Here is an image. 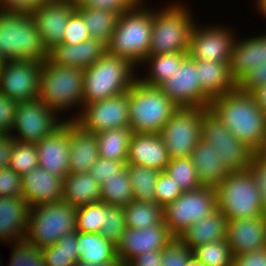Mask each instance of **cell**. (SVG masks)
Wrapping results in <instances>:
<instances>
[{"mask_svg":"<svg viewBox=\"0 0 266 266\" xmlns=\"http://www.w3.org/2000/svg\"><path fill=\"white\" fill-rule=\"evenodd\" d=\"M239 140L255 152L266 141V114L251 93L238 88L213 98L208 108Z\"/></svg>","mask_w":266,"mask_h":266,"instance_id":"6da1fadb","label":"cell"},{"mask_svg":"<svg viewBox=\"0 0 266 266\" xmlns=\"http://www.w3.org/2000/svg\"><path fill=\"white\" fill-rule=\"evenodd\" d=\"M143 1L118 17L116 29L107 45L109 55L129 60L135 66L142 64L149 55L152 37L153 9L145 8Z\"/></svg>","mask_w":266,"mask_h":266,"instance_id":"7a4b0ae2","label":"cell"},{"mask_svg":"<svg viewBox=\"0 0 266 266\" xmlns=\"http://www.w3.org/2000/svg\"><path fill=\"white\" fill-rule=\"evenodd\" d=\"M136 67L129 60L106 53L84 69L83 104H91L128 92L138 79L134 73Z\"/></svg>","mask_w":266,"mask_h":266,"instance_id":"3957f363","label":"cell"},{"mask_svg":"<svg viewBox=\"0 0 266 266\" xmlns=\"http://www.w3.org/2000/svg\"><path fill=\"white\" fill-rule=\"evenodd\" d=\"M38 27L31 14L0 11V56L5 61L47 60Z\"/></svg>","mask_w":266,"mask_h":266,"instance_id":"277c9868","label":"cell"},{"mask_svg":"<svg viewBox=\"0 0 266 266\" xmlns=\"http://www.w3.org/2000/svg\"><path fill=\"white\" fill-rule=\"evenodd\" d=\"M84 69L42 63L38 99L54 112L80 105L83 109Z\"/></svg>","mask_w":266,"mask_h":266,"instance_id":"5b68a950","label":"cell"},{"mask_svg":"<svg viewBox=\"0 0 266 266\" xmlns=\"http://www.w3.org/2000/svg\"><path fill=\"white\" fill-rule=\"evenodd\" d=\"M178 108L159 87L137 79L129 89L130 128L134 133H160Z\"/></svg>","mask_w":266,"mask_h":266,"instance_id":"8992f818","label":"cell"},{"mask_svg":"<svg viewBox=\"0 0 266 266\" xmlns=\"http://www.w3.org/2000/svg\"><path fill=\"white\" fill-rule=\"evenodd\" d=\"M172 3L161 11L153 10L149 55L189 52L190 35L195 25L188 5Z\"/></svg>","mask_w":266,"mask_h":266,"instance_id":"52a82bcc","label":"cell"},{"mask_svg":"<svg viewBox=\"0 0 266 266\" xmlns=\"http://www.w3.org/2000/svg\"><path fill=\"white\" fill-rule=\"evenodd\" d=\"M215 191L217 209L227 220L266 215L257 183L249 170L230 172Z\"/></svg>","mask_w":266,"mask_h":266,"instance_id":"ba28073f","label":"cell"},{"mask_svg":"<svg viewBox=\"0 0 266 266\" xmlns=\"http://www.w3.org/2000/svg\"><path fill=\"white\" fill-rule=\"evenodd\" d=\"M76 231V208L64 201L31 207L26 240L36 248L54 245Z\"/></svg>","mask_w":266,"mask_h":266,"instance_id":"9c48e42d","label":"cell"},{"mask_svg":"<svg viewBox=\"0 0 266 266\" xmlns=\"http://www.w3.org/2000/svg\"><path fill=\"white\" fill-rule=\"evenodd\" d=\"M216 209L215 188L202 186L194 191H184L175 201L166 205L163 208V221L171 235L178 238Z\"/></svg>","mask_w":266,"mask_h":266,"instance_id":"30bf717a","label":"cell"},{"mask_svg":"<svg viewBox=\"0 0 266 266\" xmlns=\"http://www.w3.org/2000/svg\"><path fill=\"white\" fill-rule=\"evenodd\" d=\"M201 139L213 147L230 172L249 170L255 151L239 141L209 109L203 113Z\"/></svg>","mask_w":266,"mask_h":266,"instance_id":"8fae6325","label":"cell"},{"mask_svg":"<svg viewBox=\"0 0 266 266\" xmlns=\"http://www.w3.org/2000/svg\"><path fill=\"white\" fill-rule=\"evenodd\" d=\"M208 108L179 107L159 133L171 159L190 157L201 139L203 113Z\"/></svg>","mask_w":266,"mask_h":266,"instance_id":"7c38bea8","label":"cell"},{"mask_svg":"<svg viewBox=\"0 0 266 266\" xmlns=\"http://www.w3.org/2000/svg\"><path fill=\"white\" fill-rule=\"evenodd\" d=\"M58 114L59 112H54L38 98L20 101L16 105L15 120L10 136L20 142L37 144L65 122L64 118L62 120L57 117Z\"/></svg>","mask_w":266,"mask_h":266,"instance_id":"4fadbf2b","label":"cell"},{"mask_svg":"<svg viewBox=\"0 0 266 266\" xmlns=\"http://www.w3.org/2000/svg\"><path fill=\"white\" fill-rule=\"evenodd\" d=\"M83 105V109H80L82 111L68 120H74L88 132L97 134L109 129L130 128L129 91L102 101Z\"/></svg>","mask_w":266,"mask_h":266,"instance_id":"5bb4252c","label":"cell"},{"mask_svg":"<svg viewBox=\"0 0 266 266\" xmlns=\"http://www.w3.org/2000/svg\"><path fill=\"white\" fill-rule=\"evenodd\" d=\"M159 88L179 107L209 108L211 99L201 90L195 60L189 55Z\"/></svg>","mask_w":266,"mask_h":266,"instance_id":"9a60e30c","label":"cell"},{"mask_svg":"<svg viewBox=\"0 0 266 266\" xmlns=\"http://www.w3.org/2000/svg\"><path fill=\"white\" fill-rule=\"evenodd\" d=\"M41 68L40 61H5L0 72V93L17 102L38 98Z\"/></svg>","mask_w":266,"mask_h":266,"instance_id":"2e32d148","label":"cell"},{"mask_svg":"<svg viewBox=\"0 0 266 266\" xmlns=\"http://www.w3.org/2000/svg\"><path fill=\"white\" fill-rule=\"evenodd\" d=\"M236 33L220 25L196 27L190 35L188 55L193 60L230 63Z\"/></svg>","mask_w":266,"mask_h":266,"instance_id":"e0dca14e","label":"cell"},{"mask_svg":"<svg viewBox=\"0 0 266 266\" xmlns=\"http://www.w3.org/2000/svg\"><path fill=\"white\" fill-rule=\"evenodd\" d=\"M174 237L166 225H154L143 229L126 227L116 245L121 266L147 251L163 250Z\"/></svg>","mask_w":266,"mask_h":266,"instance_id":"ac0fdd59","label":"cell"},{"mask_svg":"<svg viewBox=\"0 0 266 266\" xmlns=\"http://www.w3.org/2000/svg\"><path fill=\"white\" fill-rule=\"evenodd\" d=\"M39 166L64 178L69 172L70 120L36 144Z\"/></svg>","mask_w":266,"mask_h":266,"instance_id":"d6986e66","label":"cell"},{"mask_svg":"<svg viewBox=\"0 0 266 266\" xmlns=\"http://www.w3.org/2000/svg\"><path fill=\"white\" fill-rule=\"evenodd\" d=\"M76 10L75 2L41 4L31 15L47 50L62 43L71 14Z\"/></svg>","mask_w":266,"mask_h":266,"instance_id":"ffe728a7","label":"cell"},{"mask_svg":"<svg viewBox=\"0 0 266 266\" xmlns=\"http://www.w3.org/2000/svg\"><path fill=\"white\" fill-rule=\"evenodd\" d=\"M226 239L234 257L266 247V215L227 220Z\"/></svg>","mask_w":266,"mask_h":266,"instance_id":"44dd1931","label":"cell"},{"mask_svg":"<svg viewBox=\"0 0 266 266\" xmlns=\"http://www.w3.org/2000/svg\"><path fill=\"white\" fill-rule=\"evenodd\" d=\"M170 158L159 133H132L126 164L165 171Z\"/></svg>","mask_w":266,"mask_h":266,"instance_id":"7402d4cb","label":"cell"},{"mask_svg":"<svg viewBox=\"0 0 266 266\" xmlns=\"http://www.w3.org/2000/svg\"><path fill=\"white\" fill-rule=\"evenodd\" d=\"M63 180L40 166L22 176V198L30 207L62 201Z\"/></svg>","mask_w":266,"mask_h":266,"instance_id":"603a6c76","label":"cell"},{"mask_svg":"<svg viewBox=\"0 0 266 266\" xmlns=\"http://www.w3.org/2000/svg\"><path fill=\"white\" fill-rule=\"evenodd\" d=\"M106 53V44L89 38L75 45L59 43L52 46L47 52V60L59 66L86 69Z\"/></svg>","mask_w":266,"mask_h":266,"instance_id":"cb8c5ba5","label":"cell"},{"mask_svg":"<svg viewBox=\"0 0 266 266\" xmlns=\"http://www.w3.org/2000/svg\"><path fill=\"white\" fill-rule=\"evenodd\" d=\"M30 209L22 197L0 196V242L26 239Z\"/></svg>","mask_w":266,"mask_h":266,"instance_id":"d4e9b609","label":"cell"},{"mask_svg":"<svg viewBox=\"0 0 266 266\" xmlns=\"http://www.w3.org/2000/svg\"><path fill=\"white\" fill-rule=\"evenodd\" d=\"M243 39H235L229 63L230 75L236 85L256 65L266 63V34Z\"/></svg>","mask_w":266,"mask_h":266,"instance_id":"484cf974","label":"cell"},{"mask_svg":"<svg viewBox=\"0 0 266 266\" xmlns=\"http://www.w3.org/2000/svg\"><path fill=\"white\" fill-rule=\"evenodd\" d=\"M99 158L97 136L70 120V153L68 174L89 172Z\"/></svg>","mask_w":266,"mask_h":266,"instance_id":"4316f807","label":"cell"},{"mask_svg":"<svg viewBox=\"0 0 266 266\" xmlns=\"http://www.w3.org/2000/svg\"><path fill=\"white\" fill-rule=\"evenodd\" d=\"M190 158L197 171L201 186L216 188L230 173L222 159L213 150V147L202 139L192 150Z\"/></svg>","mask_w":266,"mask_h":266,"instance_id":"83f0119b","label":"cell"},{"mask_svg":"<svg viewBox=\"0 0 266 266\" xmlns=\"http://www.w3.org/2000/svg\"><path fill=\"white\" fill-rule=\"evenodd\" d=\"M226 238L227 219L218 209L194 223L178 237L190 250L200 245Z\"/></svg>","mask_w":266,"mask_h":266,"instance_id":"f1b7e54d","label":"cell"},{"mask_svg":"<svg viewBox=\"0 0 266 266\" xmlns=\"http://www.w3.org/2000/svg\"><path fill=\"white\" fill-rule=\"evenodd\" d=\"M201 90L212 100L237 88L227 62L195 60Z\"/></svg>","mask_w":266,"mask_h":266,"instance_id":"f546056e","label":"cell"},{"mask_svg":"<svg viewBox=\"0 0 266 266\" xmlns=\"http://www.w3.org/2000/svg\"><path fill=\"white\" fill-rule=\"evenodd\" d=\"M89 172L67 174L63 180L62 201L77 208L100 201L101 188Z\"/></svg>","mask_w":266,"mask_h":266,"instance_id":"4dcf8cb0","label":"cell"},{"mask_svg":"<svg viewBox=\"0 0 266 266\" xmlns=\"http://www.w3.org/2000/svg\"><path fill=\"white\" fill-rule=\"evenodd\" d=\"M78 261L102 263L119 262L116 246L100 233L77 232Z\"/></svg>","mask_w":266,"mask_h":266,"instance_id":"1f68e13d","label":"cell"},{"mask_svg":"<svg viewBox=\"0 0 266 266\" xmlns=\"http://www.w3.org/2000/svg\"><path fill=\"white\" fill-rule=\"evenodd\" d=\"M131 128L109 129L96 134L99 157L126 164Z\"/></svg>","mask_w":266,"mask_h":266,"instance_id":"d6a6232c","label":"cell"},{"mask_svg":"<svg viewBox=\"0 0 266 266\" xmlns=\"http://www.w3.org/2000/svg\"><path fill=\"white\" fill-rule=\"evenodd\" d=\"M187 56L188 52L148 55L142 62L150 66L148 75H145V78H139L138 76V80L143 84L159 87L168 80Z\"/></svg>","mask_w":266,"mask_h":266,"instance_id":"836d02e7","label":"cell"},{"mask_svg":"<svg viewBox=\"0 0 266 266\" xmlns=\"http://www.w3.org/2000/svg\"><path fill=\"white\" fill-rule=\"evenodd\" d=\"M76 11L82 16L90 38L108 45L116 29L119 15L115 12L89 8H76Z\"/></svg>","mask_w":266,"mask_h":266,"instance_id":"e575fe53","label":"cell"},{"mask_svg":"<svg viewBox=\"0 0 266 266\" xmlns=\"http://www.w3.org/2000/svg\"><path fill=\"white\" fill-rule=\"evenodd\" d=\"M126 171L138 202L156 203L155 188L160 171L141 165L126 164Z\"/></svg>","mask_w":266,"mask_h":266,"instance_id":"d590c367","label":"cell"},{"mask_svg":"<svg viewBox=\"0 0 266 266\" xmlns=\"http://www.w3.org/2000/svg\"><path fill=\"white\" fill-rule=\"evenodd\" d=\"M123 208L125 223L128 228L139 230L154 225H165L163 208L157 203L133 200Z\"/></svg>","mask_w":266,"mask_h":266,"instance_id":"8d00e7d4","label":"cell"},{"mask_svg":"<svg viewBox=\"0 0 266 266\" xmlns=\"http://www.w3.org/2000/svg\"><path fill=\"white\" fill-rule=\"evenodd\" d=\"M77 231L62 236L54 245L42 248L46 266H75L78 262Z\"/></svg>","mask_w":266,"mask_h":266,"instance_id":"74e56055","label":"cell"},{"mask_svg":"<svg viewBox=\"0 0 266 266\" xmlns=\"http://www.w3.org/2000/svg\"><path fill=\"white\" fill-rule=\"evenodd\" d=\"M100 188V201L108 205L124 207L134 200L132 186L126 170L119 176L106 178Z\"/></svg>","mask_w":266,"mask_h":266,"instance_id":"f35d334b","label":"cell"},{"mask_svg":"<svg viewBox=\"0 0 266 266\" xmlns=\"http://www.w3.org/2000/svg\"><path fill=\"white\" fill-rule=\"evenodd\" d=\"M192 255L205 266H233L234 263L227 239L195 247Z\"/></svg>","mask_w":266,"mask_h":266,"instance_id":"ab89813d","label":"cell"},{"mask_svg":"<svg viewBox=\"0 0 266 266\" xmlns=\"http://www.w3.org/2000/svg\"><path fill=\"white\" fill-rule=\"evenodd\" d=\"M165 172L180 185L183 191H194L202 187L190 157L171 159Z\"/></svg>","mask_w":266,"mask_h":266,"instance_id":"60d3db41","label":"cell"},{"mask_svg":"<svg viewBox=\"0 0 266 266\" xmlns=\"http://www.w3.org/2000/svg\"><path fill=\"white\" fill-rule=\"evenodd\" d=\"M107 204L102 201L86 204L76 208V231L99 233L103 225Z\"/></svg>","mask_w":266,"mask_h":266,"instance_id":"b9f144b4","label":"cell"},{"mask_svg":"<svg viewBox=\"0 0 266 266\" xmlns=\"http://www.w3.org/2000/svg\"><path fill=\"white\" fill-rule=\"evenodd\" d=\"M39 166L36 144L13 139L12 155L8 167L23 176Z\"/></svg>","mask_w":266,"mask_h":266,"instance_id":"7bdbcfd3","label":"cell"},{"mask_svg":"<svg viewBox=\"0 0 266 266\" xmlns=\"http://www.w3.org/2000/svg\"><path fill=\"white\" fill-rule=\"evenodd\" d=\"M126 228L124 208L108 205L99 233L115 246Z\"/></svg>","mask_w":266,"mask_h":266,"instance_id":"ee69618b","label":"cell"},{"mask_svg":"<svg viewBox=\"0 0 266 266\" xmlns=\"http://www.w3.org/2000/svg\"><path fill=\"white\" fill-rule=\"evenodd\" d=\"M8 266H46L42 250L26 239L14 243Z\"/></svg>","mask_w":266,"mask_h":266,"instance_id":"f6af8a7d","label":"cell"},{"mask_svg":"<svg viewBox=\"0 0 266 266\" xmlns=\"http://www.w3.org/2000/svg\"><path fill=\"white\" fill-rule=\"evenodd\" d=\"M184 191L180 188L173 178H171L165 171L160 172L156 188L155 198L156 203L162 208L175 201Z\"/></svg>","mask_w":266,"mask_h":266,"instance_id":"bcb514c9","label":"cell"},{"mask_svg":"<svg viewBox=\"0 0 266 266\" xmlns=\"http://www.w3.org/2000/svg\"><path fill=\"white\" fill-rule=\"evenodd\" d=\"M141 0H75L76 8L99 9L115 12L119 16L130 11Z\"/></svg>","mask_w":266,"mask_h":266,"instance_id":"7dc6e473","label":"cell"},{"mask_svg":"<svg viewBox=\"0 0 266 266\" xmlns=\"http://www.w3.org/2000/svg\"><path fill=\"white\" fill-rule=\"evenodd\" d=\"M192 256V250L178 238H174L162 250V266H187Z\"/></svg>","mask_w":266,"mask_h":266,"instance_id":"c3c4849f","label":"cell"},{"mask_svg":"<svg viewBox=\"0 0 266 266\" xmlns=\"http://www.w3.org/2000/svg\"><path fill=\"white\" fill-rule=\"evenodd\" d=\"M125 170L126 164L123 162L99 157L89 169V173L101 185L106 178L119 176Z\"/></svg>","mask_w":266,"mask_h":266,"instance_id":"681fc988","label":"cell"},{"mask_svg":"<svg viewBox=\"0 0 266 266\" xmlns=\"http://www.w3.org/2000/svg\"><path fill=\"white\" fill-rule=\"evenodd\" d=\"M89 31L82 16L75 10L69 17L62 43L75 45L89 39Z\"/></svg>","mask_w":266,"mask_h":266,"instance_id":"f907efd6","label":"cell"},{"mask_svg":"<svg viewBox=\"0 0 266 266\" xmlns=\"http://www.w3.org/2000/svg\"><path fill=\"white\" fill-rule=\"evenodd\" d=\"M22 176L10 167L0 168V196L22 197Z\"/></svg>","mask_w":266,"mask_h":266,"instance_id":"816d5d0a","label":"cell"},{"mask_svg":"<svg viewBox=\"0 0 266 266\" xmlns=\"http://www.w3.org/2000/svg\"><path fill=\"white\" fill-rule=\"evenodd\" d=\"M249 171L255 178L261 202L266 210V156L261 151L254 153Z\"/></svg>","mask_w":266,"mask_h":266,"instance_id":"f5cc1de1","label":"cell"},{"mask_svg":"<svg viewBox=\"0 0 266 266\" xmlns=\"http://www.w3.org/2000/svg\"><path fill=\"white\" fill-rule=\"evenodd\" d=\"M264 85H266V63H259L237 84V88L241 92L252 93Z\"/></svg>","mask_w":266,"mask_h":266,"instance_id":"db71d44e","label":"cell"},{"mask_svg":"<svg viewBox=\"0 0 266 266\" xmlns=\"http://www.w3.org/2000/svg\"><path fill=\"white\" fill-rule=\"evenodd\" d=\"M17 101L0 93V133L10 134L15 120Z\"/></svg>","mask_w":266,"mask_h":266,"instance_id":"11a10c76","label":"cell"},{"mask_svg":"<svg viewBox=\"0 0 266 266\" xmlns=\"http://www.w3.org/2000/svg\"><path fill=\"white\" fill-rule=\"evenodd\" d=\"M43 3V0H0V11L32 14Z\"/></svg>","mask_w":266,"mask_h":266,"instance_id":"9f6ffc18","label":"cell"},{"mask_svg":"<svg viewBox=\"0 0 266 266\" xmlns=\"http://www.w3.org/2000/svg\"><path fill=\"white\" fill-rule=\"evenodd\" d=\"M233 266H266V247L235 256Z\"/></svg>","mask_w":266,"mask_h":266,"instance_id":"6f0895ef","label":"cell"},{"mask_svg":"<svg viewBox=\"0 0 266 266\" xmlns=\"http://www.w3.org/2000/svg\"><path fill=\"white\" fill-rule=\"evenodd\" d=\"M132 266H162V250L147 251L129 262Z\"/></svg>","mask_w":266,"mask_h":266,"instance_id":"680465c9","label":"cell"},{"mask_svg":"<svg viewBox=\"0 0 266 266\" xmlns=\"http://www.w3.org/2000/svg\"><path fill=\"white\" fill-rule=\"evenodd\" d=\"M13 138L10 134L0 135V168L8 167L12 155Z\"/></svg>","mask_w":266,"mask_h":266,"instance_id":"91938a15","label":"cell"},{"mask_svg":"<svg viewBox=\"0 0 266 266\" xmlns=\"http://www.w3.org/2000/svg\"><path fill=\"white\" fill-rule=\"evenodd\" d=\"M256 102L258 103V106L265 112L266 114V85L257 88L255 91L251 93Z\"/></svg>","mask_w":266,"mask_h":266,"instance_id":"94428289","label":"cell"},{"mask_svg":"<svg viewBox=\"0 0 266 266\" xmlns=\"http://www.w3.org/2000/svg\"><path fill=\"white\" fill-rule=\"evenodd\" d=\"M75 266H121L119 262H102V263H90L78 261Z\"/></svg>","mask_w":266,"mask_h":266,"instance_id":"6125c7cd","label":"cell"},{"mask_svg":"<svg viewBox=\"0 0 266 266\" xmlns=\"http://www.w3.org/2000/svg\"><path fill=\"white\" fill-rule=\"evenodd\" d=\"M258 11L266 18V0H256Z\"/></svg>","mask_w":266,"mask_h":266,"instance_id":"be15d7a7","label":"cell"},{"mask_svg":"<svg viewBox=\"0 0 266 266\" xmlns=\"http://www.w3.org/2000/svg\"><path fill=\"white\" fill-rule=\"evenodd\" d=\"M187 266H205V265L201 263L200 261H198L194 256H192L189 259Z\"/></svg>","mask_w":266,"mask_h":266,"instance_id":"e7e4bbea","label":"cell"},{"mask_svg":"<svg viewBox=\"0 0 266 266\" xmlns=\"http://www.w3.org/2000/svg\"><path fill=\"white\" fill-rule=\"evenodd\" d=\"M75 2V0H43L44 3H55V2Z\"/></svg>","mask_w":266,"mask_h":266,"instance_id":"03108f58","label":"cell"},{"mask_svg":"<svg viewBox=\"0 0 266 266\" xmlns=\"http://www.w3.org/2000/svg\"><path fill=\"white\" fill-rule=\"evenodd\" d=\"M5 60L0 56V72L2 71V67L4 64Z\"/></svg>","mask_w":266,"mask_h":266,"instance_id":"003e7915","label":"cell"},{"mask_svg":"<svg viewBox=\"0 0 266 266\" xmlns=\"http://www.w3.org/2000/svg\"><path fill=\"white\" fill-rule=\"evenodd\" d=\"M260 151L266 156V141L263 145V148Z\"/></svg>","mask_w":266,"mask_h":266,"instance_id":"a7ac6f4b","label":"cell"},{"mask_svg":"<svg viewBox=\"0 0 266 266\" xmlns=\"http://www.w3.org/2000/svg\"><path fill=\"white\" fill-rule=\"evenodd\" d=\"M123 266H132L130 263H127V264H125V265H123Z\"/></svg>","mask_w":266,"mask_h":266,"instance_id":"89a4df30","label":"cell"}]
</instances>
